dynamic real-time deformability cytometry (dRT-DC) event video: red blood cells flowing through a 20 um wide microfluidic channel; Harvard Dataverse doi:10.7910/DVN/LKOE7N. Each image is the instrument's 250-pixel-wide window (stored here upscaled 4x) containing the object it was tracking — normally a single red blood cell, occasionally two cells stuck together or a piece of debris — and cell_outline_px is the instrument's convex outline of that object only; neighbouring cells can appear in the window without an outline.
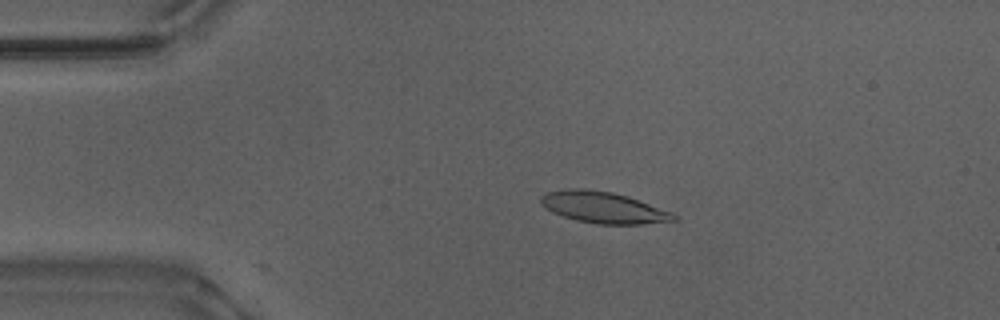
{"species": "Egyptian fruit bat (a non-hibernating species)", "species_latin": "Rousettus aegyptiacus", "temperature_condition": "warm", "stored_images_in_passage": 10, "camera_frame_rate_fps": 3000, "um_per_image_px": 0.085, "animal": {"sex": "male"}, "frame": {"image": 1, "passage_image": 10, "time_ms": 3.0, "image_size_px": [1000, 320], "cell_outline_px": [[680, 220], [640, 224], [596, 224], [576, 220], [552, 212], [544, 208], [540, 200], [540, 196], [544, 192], [568, 188], [584, 188], [612, 192], [628, 196], [672, 212]], "centroid_in_image_um": [51.26, 17.62], "position_along_channel_um": 33.7, "area_um2": 24.45}}